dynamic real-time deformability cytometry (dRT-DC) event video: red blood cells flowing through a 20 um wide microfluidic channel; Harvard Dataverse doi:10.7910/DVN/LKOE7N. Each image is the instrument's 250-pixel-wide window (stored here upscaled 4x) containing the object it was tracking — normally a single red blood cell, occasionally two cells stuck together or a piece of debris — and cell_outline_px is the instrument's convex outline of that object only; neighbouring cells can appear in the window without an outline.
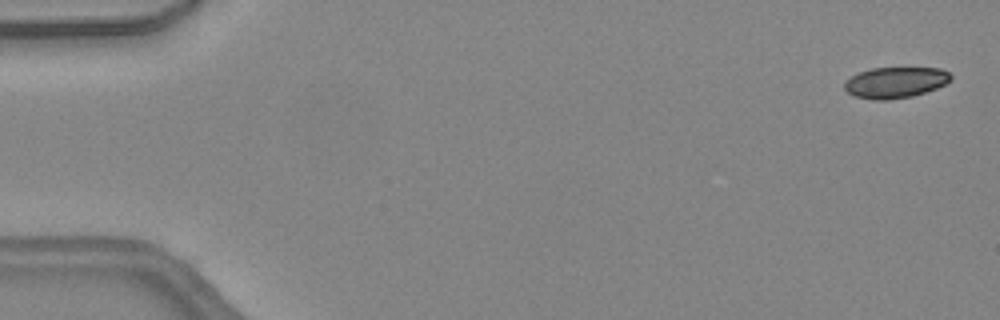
{"species": "common noctule bat (a hibernating species)", "species_latin": "Nyctalus noctula", "temperature_condition": "warm", "stored_images_in_passage": 45, "camera_frame_rate_fps": 3000, "um_per_image_px": 0.085, "animal": {"sex": "female", "body_mass_g": 24.6, "forearm_length_mm": 56.2}, "frame": {"image": 1, "passage_image": 1, "time_ms": 0.0, "image_size_px": [1000, 320], "cell_outline_px": [[952, 80], [936, 88], [912, 96], [888, 100], [872, 100], [852, 96], [844, 88], [844, 84], [852, 76], [860, 72], [872, 68], [940, 68], [948, 72], [952, 76]], "centroid_in_image_um": [76.1, 7.02], "position_along_channel_um": 8.9, "area_um2": 19.13}}
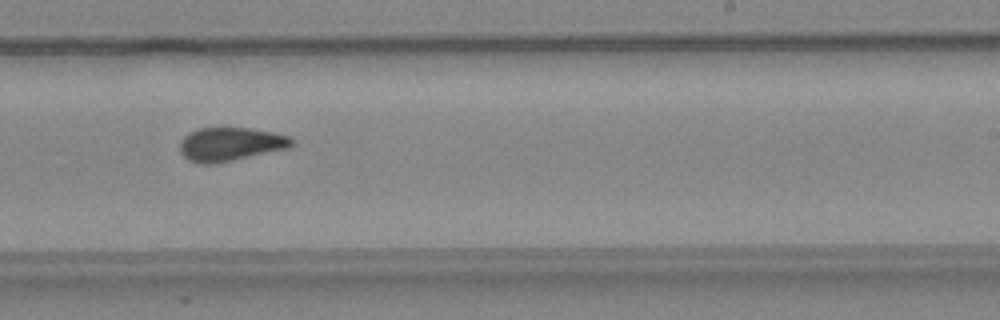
{"frame": {"image": 2, "passage_image": 28, "time_ms": 9.0, "image_size_px": [1000, 320], "cell_outline_px": [[296, 140], [288, 148], [232, 160], [212, 164], [200, 164], [188, 160], [180, 152], [180, 140], [188, 132], [200, 128], [252, 128], [292, 136]], "centroid_in_image_um": [19.58, 12.25], "position_along_channel_um": 269.4, "area_um2": 21.96}}
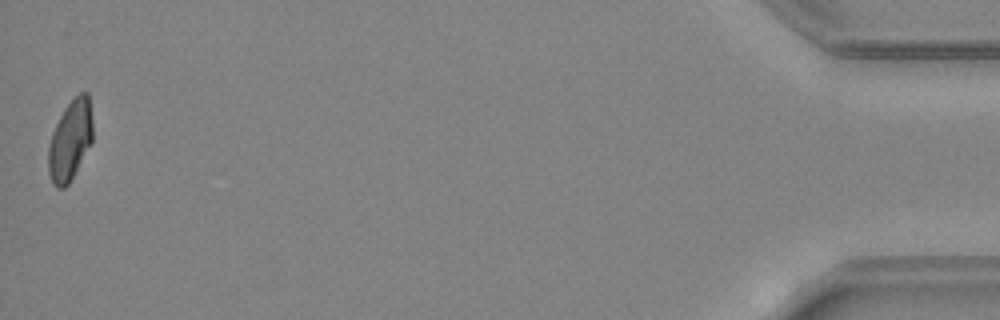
{"frame": {"image": 3, "passage_image": 45, "time_ms": 14.667, "image_size_px": [1000, 320], "cell_outline_px": [[92, 144], [68, 184], [64, 188], [56, 188], [52, 184], [48, 172], [48, 148], [52, 132], [64, 108], [80, 92], [88, 92], [92, 120]], "centroid_in_image_um": [5.96, 11.95], "position_along_channel_um": 429.2, "area_um2": 20.81}, "authors_computed_cell_mechanics": {"area_um2": 22.0218, "velocity_mm_per_s": 4.5298, "shape_relaxation_time_tau1_ms": null, "shape_relaxation_time_tau2_ms": 1.4994, "deformation_change_tau1": null, "deformation_change_tau2": 0.0629}}